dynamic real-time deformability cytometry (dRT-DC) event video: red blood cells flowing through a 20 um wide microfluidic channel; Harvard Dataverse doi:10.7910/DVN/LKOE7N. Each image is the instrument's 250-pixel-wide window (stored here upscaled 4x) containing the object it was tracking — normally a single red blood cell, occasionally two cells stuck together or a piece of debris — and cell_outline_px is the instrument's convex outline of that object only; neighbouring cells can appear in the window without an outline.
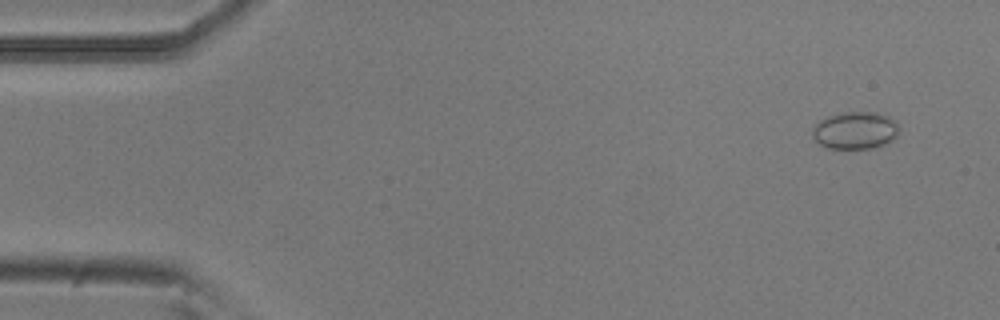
{"species": "common noctule bat (a hibernating species)", "species_latin": "Nyctalus noctula", "temperature_condition": "room temperature", "stored_images_in_passage": 50, "camera_frame_rate_fps": 3000, "um_per_image_px": 0.085, "animal": {"sex": "male", "body_mass_g": 20.5, "forearm_length_mm": 52.5}, "frame": {"image": 1, "passage_image": 1, "time_ms": 0.0, "image_size_px": [1000, 320], "cell_outline_px": [[900, 128], [896, 136], [892, 140], [884, 144], [872, 148], [828, 148], [820, 144], [812, 136], [812, 128], [820, 120], [828, 116], [844, 112], [876, 112], [888, 116], [896, 120]], "centroid_in_image_um": [72.71, 11.07], "position_along_channel_um": 12.3, "area_um2": 18.9}}
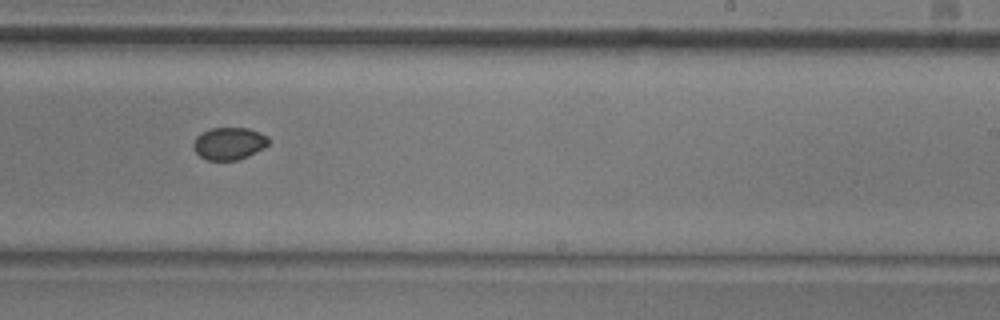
{"frame": {"image": 2, "passage_image": 30, "time_ms": 9.667, "image_size_px": [1000, 320], "cell_outline_px": [[268, 144], [264, 148], [248, 156], [236, 160], [208, 160], [200, 156], [192, 148], [192, 144], [196, 136], [208, 128], [248, 128], [268, 136]], "centroid_in_image_um": [19.44, 12.19], "position_along_channel_um": 269.6, "area_um2": 14.22}}
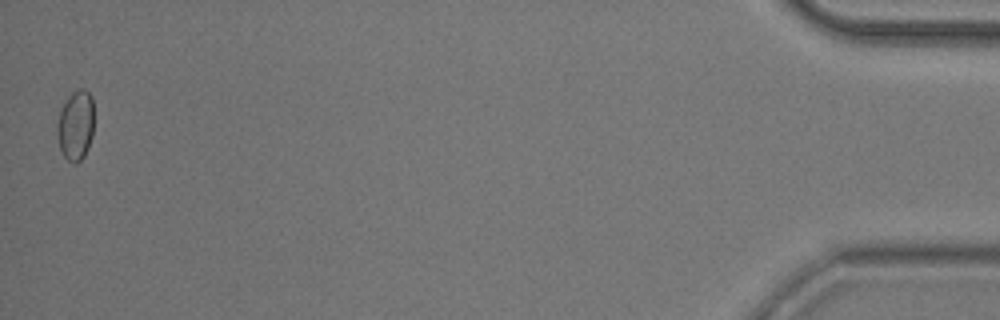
{"frame": {"image": 3, "passage_image": 50, "time_ms": 16.333, "image_size_px": [1000, 320], "cell_outline_px": [[92, 136], [88, 148], [84, 156], [76, 164], [72, 164], [64, 156], [60, 148], [56, 136], [56, 128], [60, 112], [68, 96], [72, 92], [80, 88], [84, 88], [92, 96]], "centroid_in_image_um": [6.41, 10.67], "position_along_channel_um": 428.8, "area_um2": 14.97}}